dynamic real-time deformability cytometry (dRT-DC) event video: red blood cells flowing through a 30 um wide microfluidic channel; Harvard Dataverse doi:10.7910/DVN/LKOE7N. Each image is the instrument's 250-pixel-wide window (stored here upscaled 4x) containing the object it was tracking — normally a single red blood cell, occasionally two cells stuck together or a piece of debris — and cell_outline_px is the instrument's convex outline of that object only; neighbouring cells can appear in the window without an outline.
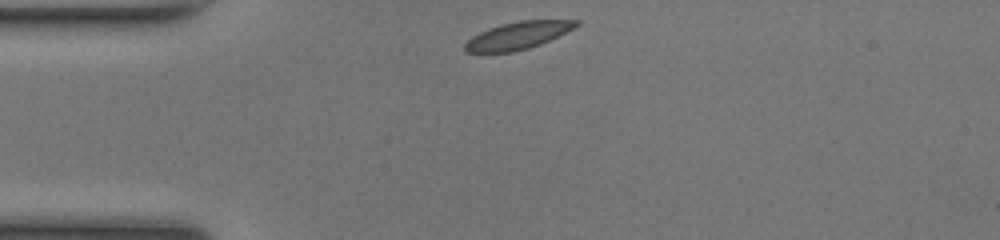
{"species": "common noctule bat (a hibernating species)", "species_latin": "Nyctalus noctula", "temperature_condition": "room temperature", "stored_images_in_passage": 31, "camera_frame_rate_fps": 3000, "um_per_image_px": 0.085, "animal": {"sex": "female", "body_mass_g": 17.0, "forearm_length_mm": 48.0}, "frame": {"image": 1, "passage_image": 1, "time_ms": 0.0, "image_size_px": [1000, 240], "cell_outline_px": [[580, 24], [540, 44], [528, 48], [512, 52], [464, 52], [464, 44], [472, 36], [488, 28], [500, 24], [520, 20], [580, 20]], "centroid_in_image_um": [43.97, 3.01], "position_along_channel_um": 41.0, "area_um2": 17.51}}
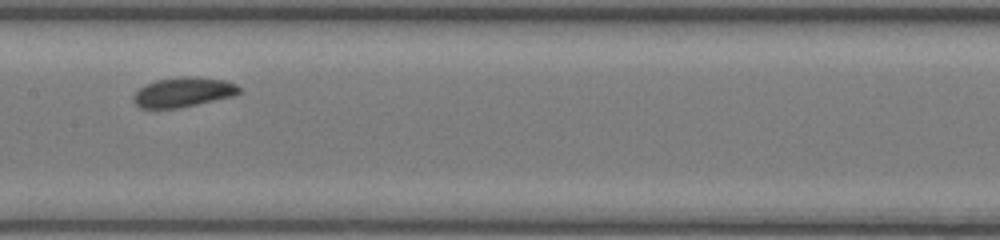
{"frame": {"image": 2, "passage_image": 14, "time_ms": 4.333, "image_size_px": [1000, 240], "cell_outline_px": [[240, 92], [232, 96], [196, 104], [176, 108], [140, 108], [132, 100], [136, 92], [140, 88], [156, 80], [184, 76], [196, 76], [224, 80], [236, 84], [240, 88]], "centroid_in_image_um": [15.58, 7.82], "position_along_channel_um": 191.8, "area_um2": 18.03}}
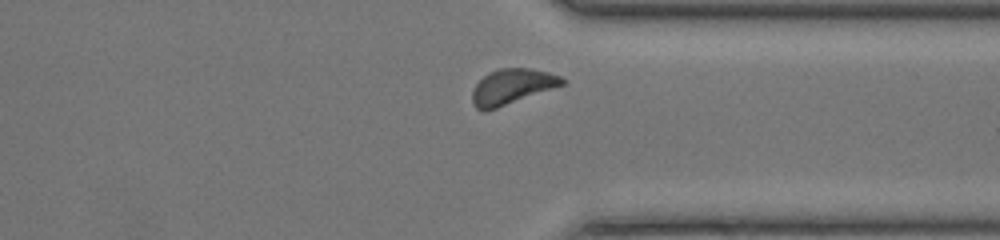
{"frame": {"image": 3, "passage_image": 27, "time_ms": 8.667, "image_size_px": [1000, 240], "cell_outline_px": [[568, 80], [564, 84], [496, 108], [484, 112], [476, 108], [472, 104], [472, 92], [476, 84], [488, 72], [500, 68], [528, 68], [548, 72], [560, 76]], "centroid_in_image_um": [43.49, 7.36], "position_along_channel_um": 367.9, "area_um2": 18.32}, "authors_computed_cell_mechanics": {"area_um2": 18.3226, "velocity_mm_per_s": 4.092, "shape_relaxation_time_tau1_ms": 1.7263, "shape_relaxation_time_tau2_ms": null, "deformation_change_tau1": 0.0862, "deformation_change_tau2": null}}